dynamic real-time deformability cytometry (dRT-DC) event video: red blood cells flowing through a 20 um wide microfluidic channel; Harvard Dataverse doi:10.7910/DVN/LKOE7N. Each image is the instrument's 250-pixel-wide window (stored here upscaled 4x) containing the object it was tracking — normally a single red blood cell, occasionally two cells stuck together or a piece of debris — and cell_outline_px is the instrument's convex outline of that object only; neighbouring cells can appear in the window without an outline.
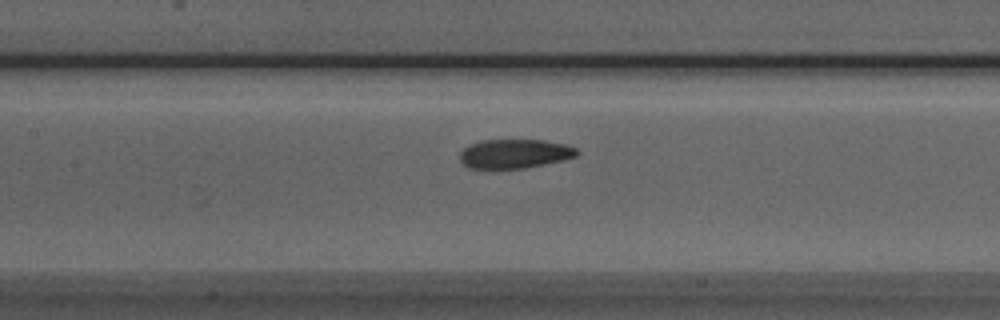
{"species": "Egyptian fruit bat (a non-hibernating species)", "species_latin": "Rousettus aegyptiacus", "temperature_condition": "room temperature", "stored_images_in_passage": 36, "camera_frame_rate_fps": 3000, "um_per_image_px": 0.085, "animal": {"sex": "male"}, "frame": {"image": 1, "passage_image": 11, "time_ms": 3.333, "image_size_px": [1000, 320], "cell_outline_px": [[580, 152], [576, 156], [564, 160], [524, 168], [468, 168], [460, 160], [460, 152], [468, 144], [484, 140], [544, 140], [564, 144], [576, 148]], "centroid_in_image_um": [43.74, 13.06], "position_along_channel_um": 163.7, "area_um2": 19.83}}
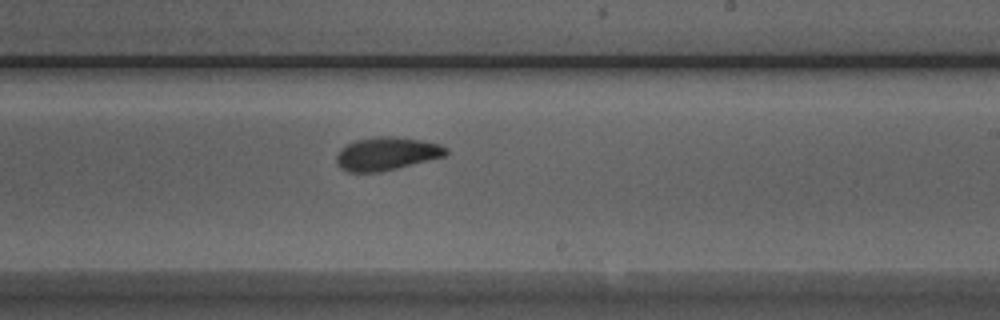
{"frame": {"image": 2, "passage_image": 18, "time_ms": 5.667, "image_size_px": [1000, 320], "cell_outline_px": [[448, 152], [444, 156], [380, 172], [348, 172], [340, 168], [336, 164], [336, 156], [340, 148], [356, 140], [376, 136], [392, 136], [420, 140], [440, 144], [448, 148]], "centroid_in_image_um": [32.83, 13.06], "position_along_channel_um": 256.2, "area_um2": 21.1}}
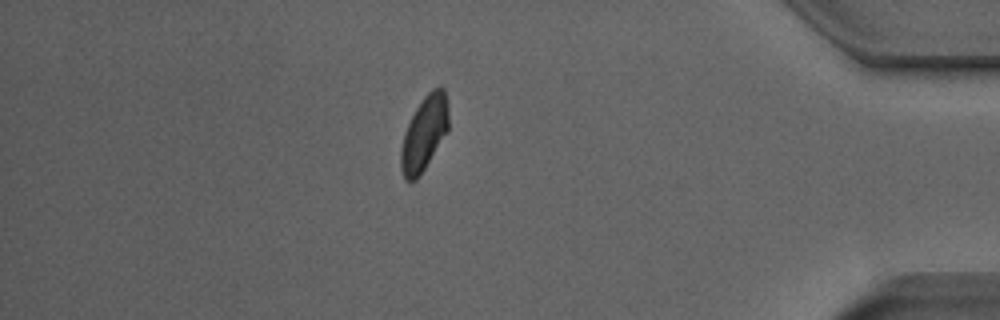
{"frame": {"image": 3, "passage_image": 32, "time_ms": 10.333, "image_size_px": [1000, 320], "cell_outline_px": [[448, 132], [416, 180], [404, 180], [400, 168], [400, 148], [404, 132], [416, 108], [424, 96], [432, 88], [440, 84], [444, 88], [448, 100]], "centroid_in_image_um": [36.06, 11.3], "position_along_channel_um": 399.1, "area_um2": 20.87}}